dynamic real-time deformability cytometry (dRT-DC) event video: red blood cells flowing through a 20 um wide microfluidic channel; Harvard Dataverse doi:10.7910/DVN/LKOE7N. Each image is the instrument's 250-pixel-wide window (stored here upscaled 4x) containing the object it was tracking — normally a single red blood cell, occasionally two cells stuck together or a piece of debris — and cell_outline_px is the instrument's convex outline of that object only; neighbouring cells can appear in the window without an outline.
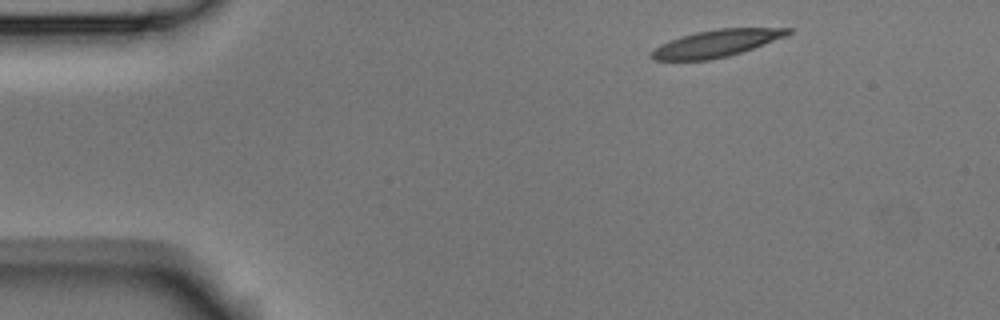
{"species": "Egyptian fruit bat (a non-hibernating species)", "species_latin": "Rousettus aegyptiacus", "temperature_condition": "room temperature", "stored_images_in_passage": 3, "camera_frame_rate_fps": 3000, "um_per_image_px": 0.085, "animal": {"sex": "male"}, "frame": {"image": 1, "passage_image": 1, "time_ms": 0.0, "image_size_px": [1000, 320], "cell_outline_px": [[792, 32], [784, 36], [752, 48], [728, 56], [708, 60], [652, 60], [648, 56], [660, 44], [680, 36], [696, 32], [716, 28], [792, 28]], "centroid_in_image_um": [60.83, 3.68], "position_along_channel_um": 24.2, "area_um2": 21.27}}